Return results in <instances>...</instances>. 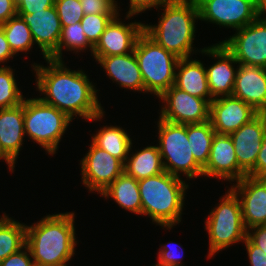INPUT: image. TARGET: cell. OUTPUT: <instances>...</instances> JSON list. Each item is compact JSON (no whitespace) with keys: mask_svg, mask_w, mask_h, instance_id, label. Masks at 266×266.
<instances>
[{"mask_svg":"<svg viewBox=\"0 0 266 266\" xmlns=\"http://www.w3.org/2000/svg\"><path fill=\"white\" fill-rule=\"evenodd\" d=\"M47 66L33 63L38 97L56 107L70 119L82 117L87 121H101L104 108L98 100V90L85 71L67 68L63 60L46 58ZM42 94V97H41Z\"/></svg>","mask_w":266,"mask_h":266,"instance_id":"1","label":"cell"},{"mask_svg":"<svg viewBox=\"0 0 266 266\" xmlns=\"http://www.w3.org/2000/svg\"><path fill=\"white\" fill-rule=\"evenodd\" d=\"M75 213L46 215L26 225V245L35 266H65L74 257L76 244Z\"/></svg>","mask_w":266,"mask_h":266,"instance_id":"2","label":"cell"},{"mask_svg":"<svg viewBox=\"0 0 266 266\" xmlns=\"http://www.w3.org/2000/svg\"><path fill=\"white\" fill-rule=\"evenodd\" d=\"M160 7L164 11L159 16L158 24H144L143 31L179 59L200 53L204 48L196 50L193 47L196 37L195 22L199 19L196 0H172Z\"/></svg>","mask_w":266,"mask_h":266,"instance_id":"3","label":"cell"},{"mask_svg":"<svg viewBox=\"0 0 266 266\" xmlns=\"http://www.w3.org/2000/svg\"><path fill=\"white\" fill-rule=\"evenodd\" d=\"M142 215L152 223L172 230L182 219L186 190L189 185L182 178L164 171L138 180Z\"/></svg>","mask_w":266,"mask_h":266,"instance_id":"4","label":"cell"},{"mask_svg":"<svg viewBox=\"0 0 266 266\" xmlns=\"http://www.w3.org/2000/svg\"><path fill=\"white\" fill-rule=\"evenodd\" d=\"M134 54L144 81L146 94L159 98L175 83L179 58L150 38L144 31L139 35Z\"/></svg>","mask_w":266,"mask_h":266,"instance_id":"5","label":"cell"},{"mask_svg":"<svg viewBox=\"0 0 266 266\" xmlns=\"http://www.w3.org/2000/svg\"><path fill=\"white\" fill-rule=\"evenodd\" d=\"M219 200L220 203L210 211L204 222L209 239L207 258H212L233 244L243 243L247 237L241 204L236 193L229 187Z\"/></svg>","mask_w":266,"mask_h":266,"instance_id":"6","label":"cell"},{"mask_svg":"<svg viewBox=\"0 0 266 266\" xmlns=\"http://www.w3.org/2000/svg\"><path fill=\"white\" fill-rule=\"evenodd\" d=\"M73 120L56 107L37 98H24L25 137L41 146L46 154L54 155L69 124Z\"/></svg>","mask_w":266,"mask_h":266,"instance_id":"7","label":"cell"},{"mask_svg":"<svg viewBox=\"0 0 266 266\" xmlns=\"http://www.w3.org/2000/svg\"><path fill=\"white\" fill-rule=\"evenodd\" d=\"M158 148L164 170L173 176L187 180L203 176V168L196 162L187 138V124L168 122L159 117Z\"/></svg>","mask_w":266,"mask_h":266,"instance_id":"8","label":"cell"},{"mask_svg":"<svg viewBox=\"0 0 266 266\" xmlns=\"http://www.w3.org/2000/svg\"><path fill=\"white\" fill-rule=\"evenodd\" d=\"M199 20L238 30L259 17L257 0H196Z\"/></svg>","mask_w":266,"mask_h":266,"instance_id":"9","label":"cell"},{"mask_svg":"<svg viewBox=\"0 0 266 266\" xmlns=\"http://www.w3.org/2000/svg\"><path fill=\"white\" fill-rule=\"evenodd\" d=\"M221 41L239 65L266 68V20L258 17Z\"/></svg>","mask_w":266,"mask_h":266,"instance_id":"10","label":"cell"},{"mask_svg":"<svg viewBox=\"0 0 266 266\" xmlns=\"http://www.w3.org/2000/svg\"><path fill=\"white\" fill-rule=\"evenodd\" d=\"M81 179L89 192L101 194L124 172V164L92 141L88 152L81 159Z\"/></svg>","mask_w":266,"mask_h":266,"instance_id":"11","label":"cell"},{"mask_svg":"<svg viewBox=\"0 0 266 266\" xmlns=\"http://www.w3.org/2000/svg\"><path fill=\"white\" fill-rule=\"evenodd\" d=\"M162 104L160 118L178 124L203 123L209 120L210 104L171 86L159 98Z\"/></svg>","mask_w":266,"mask_h":266,"instance_id":"12","label":"cell"},{"mask_svg":"<svg viewBox=\"0 0 266 266\" xmlns=\"http://www.w3.org/2000/svg\"><path fill=\"white\" fill-rule=\"evenodd\" d=\"M117 14L106 26L99 41L93 48L92 56L97 61L100 57L123 55L134 51L139 35L143 32L144 23L122 22ZM121 20V21H120Z\"/></svg>","mask_w":266,"mask_h":266,"instance_id":"13","label":"cell"},{"mask_svg":"<svg viewBox=\"0 0 266 266\" xmlns=\"http://www.w3.org/2000/svg\"><path fill=\"white\" fill-rule=\"evenodd\" d=\"M258 114L250 105L233 95L210 102L209 120L217 134L230 135Z\"/></svg>","mask_w":266,"mask_h":266,"instance_id":"14","label":"cell"},{"mask_svg":"<svg viewBox=\"0 0 266 266\" xmlns=\"http://www.w3.org/2000/svg\"><path fill=\"white\" fill-rule=\"evenodd\" d=\"M201 53L217 59L213 65L205 67L211 96L217 98L232 95L239 63L220 41L204 47Z\"/></svg>","mask_w":266,"mask_h":266,"instance_id":"15","label":"cell"},{"mask_svg":"<svg viewBox=\"0 0 266 266\" xmlns=\"http://www.w3.org/2000/svg\"><path fill=\"white\" fill-rule=\"evenodd\" d=\"M236 182L247 174L238 166L235 148L230 135L215 133L203 177Z\"/></svg>","mask_w":266,"mask_h":266,"instance_id":"16","label":"cell"},{"mask_svg":"<svg viewBox=\"0 0 266 266\" xmlns=\"http://www.w3.org/2000/svg\"><path fill=\"white\" fill-rule=\"evenodd\" d=\"M230 188L239 198L246 229L266 225V178L244 176Z\"/></svg>","mask_w":266,"mask_h":266,"instance_id":"17","label":"cell"},{"mask_svg":"<svg viewBox=\"0 0 266 266\" xmlns=\"http://www.w3.org/2000/svg\"><path fill=\"white\" fill-rule=\"evenodd\" d=\"M266 132V113H258L248 123L230 134L238 166L248 174L254 167Z\"/></svg>","mask_w":266,"mask_h":266,"instance_id":"18","label":"cell"},{"mask_svg":"<svg viewBox=\"0 0 266 266\" xmlns=\"http://www.w3.org/2000/svg\"><path fill=\"white\" fill-rule=\"evenodd\" d=\"M28 25L34 43L41 50V54L50 58L58 49L61 34V22L55 6L33 14L17 13Z\"/></svg>","mask_w":266,"mask_h":266,"instance_id":"19","label":"cell"},{"mask_svg":"<svg viewBox=\"0 0 266 266\" xmlns=\"http://www.w3.org/2000/svg\"><path fill=\"white\" fill-rule=\"evenodd\" d=\"M232 95L258 113H266V68L239 65Z\"/></svg>","mask_w":266,"mask_h":266,"instance_id":"20","label":"cell"},{"mask_svg":"<svg viewBox=\"0 0 266 266\" xmlns=\"http://www.w3.org/2000/svg\"><path fill=\"white\" fill-rule=\"evenodd\" d=\"M25 137L24 99L13 108L0 109V149L15 165Z\"/></svg>","mask_w":266,"mask_h":266,"instance_id":"21","label":"cell"},{"mask_svg":"<svg viewBox=\"0 0 266 266\" xmlns=\"http://www.w3.org/2000/svg\"><path fill=\"white\" fill-rule=\"evenodd\" d=\"M106 75L120 87L145 92L144 81L134 51L123 55L100 57L96 61Z\"/></svg>","mask_w":266,"mask_h":266,"instance_id":"22","label":"cell"},{"mask_svg":"<svg viewBox=\"0 0 266 266\" xmlns=\"http://www.w3.org/2000/svg\"><path fill=\"white\" fill-rule=\"evenodd\" d=\"M174 86L192 96L205 99L209 104L214 99L209 91L204 64L192 56L179 60Z\"/></svg>","mask_w":266,"mask_h":266,"instance_id":"23","label":"cell"},{"mask_svg":"<svg viewBox=\"0 0 266 266\" xmlns=\"http://www.w3.org/2000/svg\"><path fill=\"white\" fill-rule=\"evenodd\" d=\"M100 195L106 199L111 198L119 207L142 216L138 180L125 172L116 178Z\"/></svg>","mask_w":266,"mask_h":266,"instance_id":"24","label":"cell"},{"mask_svg":"<svg viewBox=\"0 0 266 266\" xmlns=\"http://www.w3.org/2000/svg\"><path fill=\"white\" fill-rule=\"evenodd\" d=\"M131 153L124 164V172L136 180L155 176L165 171L158 145H150Z\"/></svg>","mask_w":266,"mask_h":266,"instance_id":"25","label":"cell"},{"mask_svg":"<svg viewBox=\"0 0 266 266\" xmlns=\"http://www.w3.org/2000/svg\"><path fill=\"white\" fill-rule=\"evenodd\" d=\"M91 138L97 147L110 153L123 164H125L129 153L133 151L131 150L132 138L126 130L117 125L102 126Z\"/></svg>","mask_w":266,"mask_h":266,"instance_id":"26","label":"cell"},{"mask_svg":"<svg viewBox=\"0 0 266 266\" xmlns=\"http://www.w3.org/2000/svg\"><path fill=\"white\" fill-rule=\"evenodd\" d=\"M26 245V224L0 216V262Z\"/></svg>","mask_w":266,"mask_h":266,"instance_id":"27","label":"cell"},{"mask_svg":"<svg viewBox=\"0 0 266 266\" xmlns=\"http://www.w3.org/2000/svg\"><path fill=\"white\" fill-rule=\"evenodd\" d=\"M215 133L210 120L203 123L187 124V138L192 154L202 168L208 162Z\"/></svg>","mask_w":266,"mask_h":266,"instance_id":"28","label":"cell"},{"mask_svg":"<svg viewBox=\"0 0 266 266\" xmlns=\"http://www.w3.org/2000/svg\"><path fill=\"white\" fill-rule=\"evenodd\" d=\"M0 27L3 29L9 47L15 56L19 52L27 54L35 45L31 31L21 16L11 17Z\"/></svg>","mask_w":266,"mask_h":266,"instance_id":"29","label":"cell"},{"mask_svg":"<svg viewBox=\"0 0 266 266\" xmlns=\"http://www.w3.org/2000/svg\"><path fill=\"white\" fill-rule=\"evenodd\" d=\"M88 48L92 56L94 46L88 41L79 21L75 24L62 27L60 34V41L58 43V49L50 57V59L63 60L62 59L63 49L65 51H71V52L74 51L73 53L76 52L75 54H78L81 51L85 52L86 50H88Z\"/></svg>","mask_w":266,"mask_h":266,"instance_id":"30","label":"cell"},{"mask_svg":"<svg viewBox=\"0 0 266 266\" xmlns=\"http://www.w3.org/2000/svg\"><path fill=\"white\" fill-rule=\"evenodd\" d=\"M14 72L10 65L0 66V109L19 106L25 98L18 88Z\"/></svg>","mask_w":266,"mask_h":266,"instance_id":"31","label":"cell"},{"mask_svg":"<svg viewBox=\"0 0 266 266\" xmlns=\"http://www.w3.org/2000/svg\"><path fill=\"white\" fill-rule=\"evenodd\" d=\"M117 14H89L84 15L80 24L88 41L95 46L106 26Z\"/></svg>","mask_w":266,"mask_h":266,"instance_id":"32","label":"cell"},{"mask_svg":"<svg viewBox=\"0 0 266 266\" xmlns=\"http://www.w3.org/2000/svg\"><path fill=\"white\" fill-rule=\"evenodd\" d=\"M54 6L62 27L75 24L84 17L80 0H55Z\"/></svg>","mask_w":266,"mask_h":266,"instance_id":"33","label":"cell"},{"mask_svg":"<svg viewBox=\"0 0 266 266\" xmlns=\"http://www.w3.org/2000/svg\"><path fill=\"white\" fill-rule=\"evenodd\" d=\"M174 244H177L178 247H182L181 244L179 245L178 243L173 242ZM172 243V244H173ZM170 242L161 246L160 245V250L158 252V257H157V263L152 265V266H183L184 264L182 263V258L183 256V249L181 250V248L177 251V249H175L174 245H172ZM174 246V247H173ZM178 252V253H177ZM180 253V255H179ZM182 253V254H181Z\"/></svg>","mask_w":266,"mask_h":266,"instance_id":"34","label":"cell"},{"mask_svg":"<svg viewBox=\"0 0 266 266\" xmlns=\"http://www.w3.org/2000/svg\"><path fill=\"white\" fill-rule=\"evenodd\" d=\"M80 3L84 15L119 14L120 10V6L113 7L107 0H80Z\"/></svg>","mask_w":266,"mask_h":266,"instance_id":"35","label":"cell"},{"mask_svg":"<svg viewBox=\"0 0 266 266\" xmlns=\"http://www.w3.org/2000/svg\"><path fill=\"white\" fill-rule=\"evenodd\" d=\"M172 0H129V10L126 13L125 19H130L139 13H144L146 10L162 6L164 3Z\"/></svg>","mask_w":266,"mask_h":266,"instance_id":"36","label":"cell"},{"mask_svg":"<svg viewBox=\"0 0 266 266\" xmlns=\"http://www.w3.org/2000/svg\"><path fill=\"white\" fill-rule=\"evenodd\" d=\"M0 266H35L27 245L0 262Z\"/></svg>","mask_w":266,"mask_h":266,"instance_id":"37","label":"cell"},{"mask_svg":"<svg viewBox=\"0 0 266 266\" xmlns=\"http://www.w3.org/2000/svg\"><path fill=\"white\" fill-rule=\"evenodd\" d=\"M55 0H16L17 13L33 14L54 6Z\"/></svg>","mask_w":266,"mask_h":266,"instance_id":"38","label":"cell"},{"mask_svg":"<svg viewBox=\"0 0 266 266\" xmlns=\"http://www.w3.org/2000/svg\"><path fill=\"white\" fill-rule=\"evenodd\" d=\"M253 178H266V132L262 139V146L257 155L255 167L247 174Z\"/></svg>","mask_w":266,"mask_h":266,"instance_id":"39","label":"cell"},{"mask_svg":"<svg viewBox=\"0 0 266 266\" xmlns=\"http://www.w3.org/2000/svg\"><path fill=\"white\" fill-rule=\"evenodd\" d=\"M243 243L246 247L250 265L266 266V254L263 252V250L255 246L247 237Z\"/></svg>","mask_w":266,"mask_h":266,"instance_id":"40","label":"cell"},{"mask_svg":"<svg viewBox=\"0 0 266 266\" xmlns=\"http://www.w3.org/2000/svg\"><path fill=\"white\" fill-rule=\"evenodd\" d=\"M247 238L266 254V225H258L247 229Z\"/></svg>","mask_w":266,"mask_h":266,"instance_id":"41","label":"cell"},{"mask_svg":"<svg viewBox=\"0 0 266 266\" xmlns=\"http://www.w3.org/2000/svg\"><path fill=\"white\" fill-rule=\"evenodd\" d=\"M17 15L16 0H0V25Z\"/></svg>","mask_w":266,"mask_h":266,"instance_id":"42","label":"cell"},{"mask_svg":"<svg viewBox=\"0 0 266 266\" xmlns=\"http://www.w3.org/2000/svg\"><path fill=\"white\" fill-rule=\"evenodd\" d=\"M14 54L11 51L8 41L6 39L3 29L0 27V64L9 62L10 58H14Z\"/></svg>","mask_w":266,"mask_h":266,"instance_id":"43","label":"cell"},{"mask_svg":"<svg viewBox=\"0 0 266 266\" xmlns=\"http://www.w3.org/2000/svg\"><path fill=\"white\" fill-rule=\"evenodd\" d=\"M265 14H266V0H260V2H259V17L266 20Z\"/></svg>","mask_w":266,"mask_h":266,"instance_id":"44","label":"cell"},{"mask_svg":"<svg viewBox=\"0 0 266 266\" xmlns=\"http://www.w3.org/2000/svg\"><path fill=\"white\" fill-rule=\"evenodd\" d=\"M0 160H4L5 163H7L8 165V170H10V172H14V168H15V165L1 152V149H0Z\"/></svg>","mask_w":266,"mask_h":266,"instance_id":"45","label":"cell"},{"mask_svg":"<svg viewBox=\"0 0 266 266\" xmlns=\"http://www.w3.org/2000/svg\"><path fill=\"white\" fill-rule=\"evenodd\" d=\"M113 7H118V5L117 4H119V3H117V1L116 0H107Z\"/></svg>","mask_w":266,"mask_h":266,"instance_id":"46","label":"cell"}]
</instances>
